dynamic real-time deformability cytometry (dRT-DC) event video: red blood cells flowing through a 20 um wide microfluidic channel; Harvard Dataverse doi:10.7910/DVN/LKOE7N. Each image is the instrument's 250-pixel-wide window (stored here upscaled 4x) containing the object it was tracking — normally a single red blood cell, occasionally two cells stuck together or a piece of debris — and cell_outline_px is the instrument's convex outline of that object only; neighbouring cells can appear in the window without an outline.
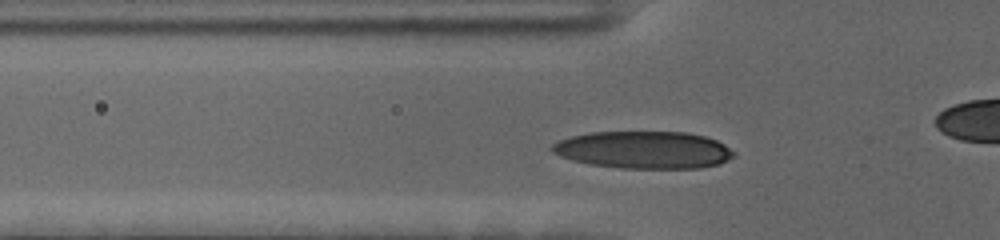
{"species": "human", "species_latin": "Homo sapiens", "temperature_condition": "cold", "stored_images_in_passage": 43, "camera_frame_rate_fps": 3000, "um_per_image_px": 0.085, "donor": {"sex": "female"}, "frame": {"image": 1, "passage_image": 15, "time_ms": 4.667, "image_size_px": [1000, 240], "cell_outline_px": [[736, 156], [720, 164], [700, 168], [620, 168], [592, 164], [572, 160], [560, 156], [552, 152], [548, 148], [552, 144], [560, 140], [572, 136], [592, 132], [688, 132], [704, 136], [716, 140], [724, 144], [736, 152]], "centroid_in_image_um": [54.74, 12.74], "position_along_channel_um": 71.1, "area_um2": 39.71}}
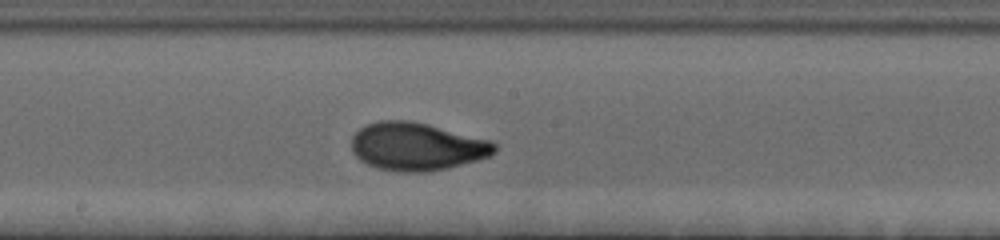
{"frame": {"image": 2, "passage_image": 27, "time_ms": 8.667, "image_size_px": [1000, 240], "cell_outline_px": [[496, 152], [488, 156], [476, 160], [448, 168], [428, 172], [400, 172], [376, 168], [360, 160], [352, 152], [352, 136], [360, 128], [368, 124], [380, 120], [408, 120], [428, 124], [488, 140], [496, 144]], "centroid_in_image_um": [35.39, 12.46], "position_along_channel_um": 212.8, "area_um2": 39.77}}
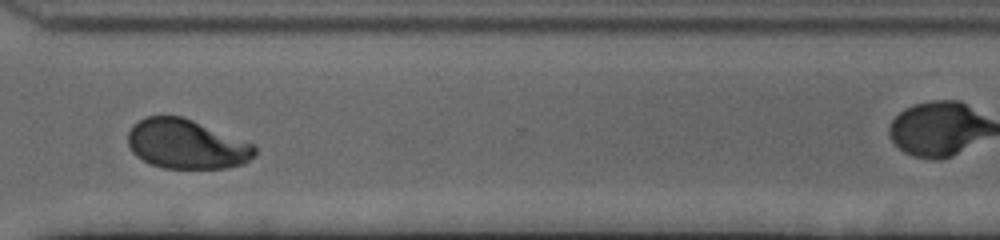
{"frame": {"image": 3, "passage_image": 39, "time_ms": 12.667, "image_size_px": [1000, 240], "cell_outline_px": [[256, 152], [244, 164], [224, 168], [164, 168], [152, 164], [136, 156], [132, 152], [128, 144], [128, 132], [140, 120], [148, 116], [180, 116], [192, 120], [252, 144], [256, 148]], "centroid_in_image_um": [15.82, 12.27], "position_along_channel_um": 354.8, "area_um2": 35.89}}